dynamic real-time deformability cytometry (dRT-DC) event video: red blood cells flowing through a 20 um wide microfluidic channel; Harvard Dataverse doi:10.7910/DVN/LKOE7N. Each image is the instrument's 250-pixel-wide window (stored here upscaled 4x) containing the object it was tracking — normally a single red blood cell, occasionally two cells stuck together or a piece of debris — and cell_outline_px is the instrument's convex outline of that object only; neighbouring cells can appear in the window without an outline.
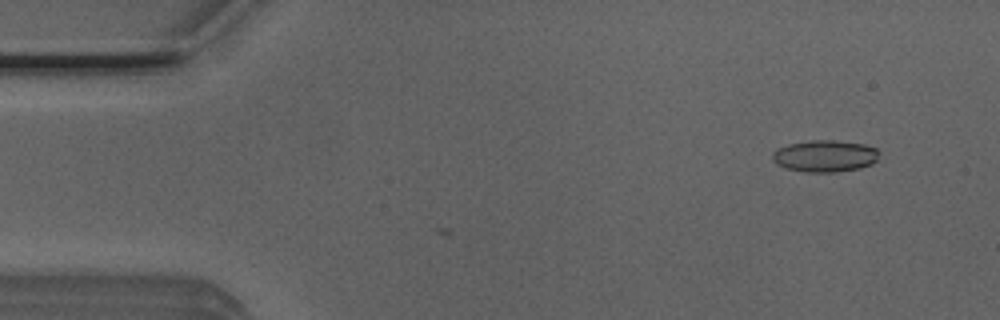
{"species": "Egyptian fruit bat (a non-hibernating species)", "species_latin": "Rousettus aegyptiacus", "temperature_condition": "room temperature", "stored_images_in_passage": 13, "camera_frame_rate_fps": 3000, "um_per_image_px": 0.085, "animal": {"sex": "male"}, "frame": {"image": 1, "passage_image": 3, "time_ms": 0.667, "image_size_px": [1000, 320], "cell_outline_px": [[876, 160], [872, 164], [860, 168], [832, 172], [804, 172], [784, 168], [776, 164], [772, 160], [772, 152], [788, 144], [808, 140], [832, 140], [864, 144], [876, 148]], "centroid_in_image_um": [70.06, 13.26], "position_along_channel_um": 14.9, "area_um2": 19.71}}